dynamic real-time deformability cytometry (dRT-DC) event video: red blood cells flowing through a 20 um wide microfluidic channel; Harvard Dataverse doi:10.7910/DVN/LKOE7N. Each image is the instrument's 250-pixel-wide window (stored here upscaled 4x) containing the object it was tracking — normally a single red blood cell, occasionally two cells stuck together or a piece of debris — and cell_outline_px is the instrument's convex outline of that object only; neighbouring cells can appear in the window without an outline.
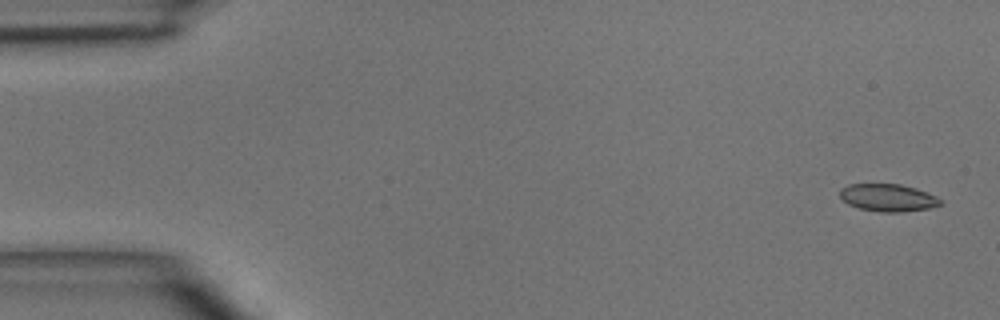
{"species": "common noctule bat (a hibernating species)", "species_latin": "Nyctalus noctula", "temperature_condition": "room temperature", "stored_images_in_passage": 6, "camera_frame_rate_fps": 3000, "um_per_image_px": 0.085, "animal": {"sex": "male", "body_mass_g": 15.6}, "frame": {"image": 1, "passage_image": 1, "time_ms": 0.0, "image_size_px": [1000, 320], "cell_outline_px": [[940, 204], [928, 208], [900, 212], [880, 212], [860, 208], [848, 204], [840, 196], [840, 188], [848, 184], [900, 184], [916, 188], [936, 196], [940, 200]], "centroid_in_image_um": [75.44, 16.79], "position_along_channel_um": 9.6, "area_um2": 15.9}}
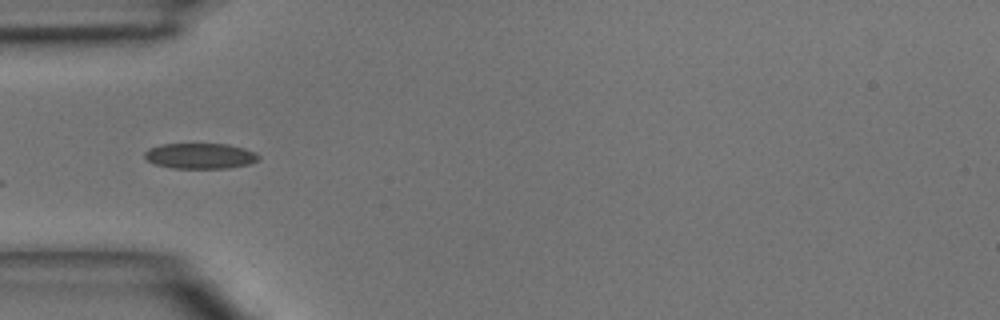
{"frame": {"image": 2, "passage_image": 5, "time_ms": 4.333, "image_size_px": [1000, 320], "cell_outline_px": [[260, 160], [248, 164], [228, 168], [172, 168], [156, 164], [148, 160], [144, 156], [144, 152], [148, 148], [160, 144], [228, 144], [244, 148], [256, 152], [260, 156]], "centroid_in_image_um": [17.03, 13.25], "position_along_channel_um": 68.0, "area_um2": 17.05}}
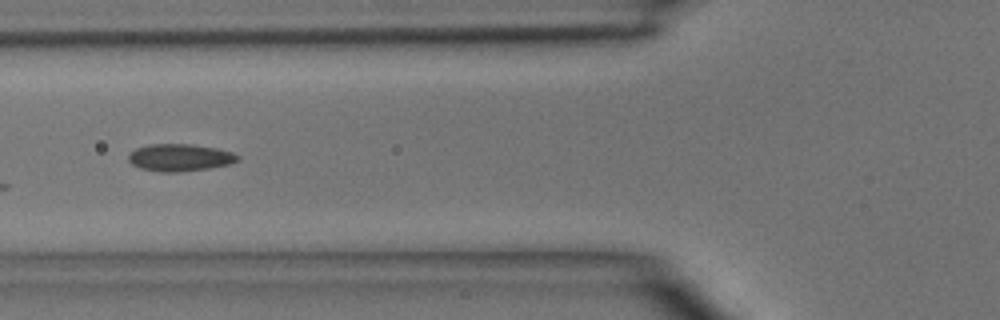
{"frame": {"image": 3, "passage_image": 6, "time_ms": 5.333, "image_size_px": [1000, 320], "cell_outline_px": [[240, 160], [228, 164], [208, 168], [176, 172], [160, 172], [140, 168], [132, 164], [128, 160], [128, 156], [136, 148], [148, 144], [192, 144], [216, 148], [232, 152], [240, 156]], "centroid_in_image_um": [15.29, 13.38], "position_along_channel_um": 110.5, "area_um2": 17.28}}